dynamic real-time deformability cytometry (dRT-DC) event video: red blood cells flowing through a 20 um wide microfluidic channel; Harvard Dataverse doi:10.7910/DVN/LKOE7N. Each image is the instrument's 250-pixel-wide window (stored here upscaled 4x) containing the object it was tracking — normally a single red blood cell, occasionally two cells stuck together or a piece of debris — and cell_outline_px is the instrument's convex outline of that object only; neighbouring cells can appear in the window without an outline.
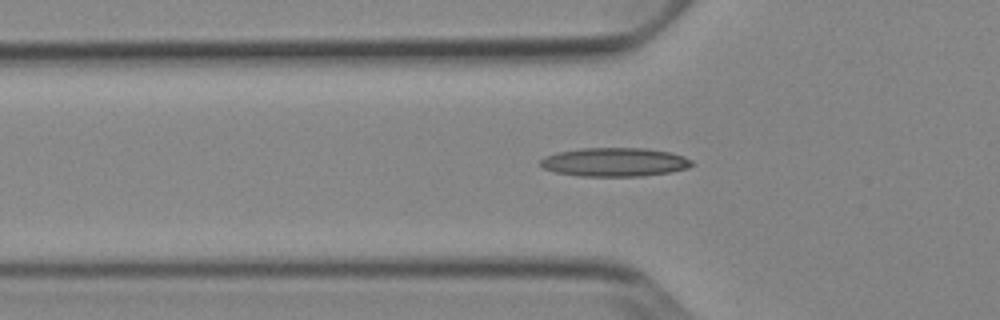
{"species": "Egyptian fruit bat (a non-hibernating species)", "species_latin": "Rousettus aegyptiacus", "temperature_condition": "cold", "stored_images_in_passage": 43, "camera_frame_rate_fps": 3000, "um_per_image_px": 0.085, "animal": {"sex": "female"}, "frame": {"image": 1, "passage_image": 14, "time_ms": 4.333, "image_size_px": [1000, 320], "cell_outline_px": [[696, 164], [688, 168], [668, 172], [640, 176], [580, 176], [552, 172], [544, 168], [540, 164], [540, 160], [544, 156], [556, 152], [580, 148], [644, 148], [672, 152], [684, 156], [692, 160]], "centroid_in_image_um": [52.24, 13.77], "position_along_channel_um": 73.6, "area_um2": 25.61}}
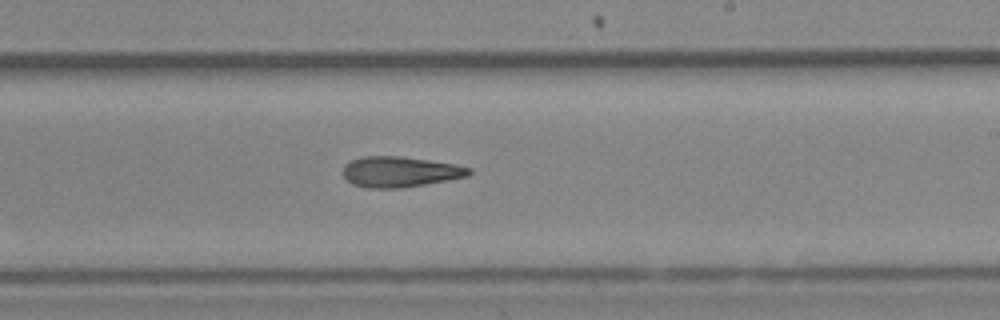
{"frame": {"image": 2, "passage_image": 28, "time_ms": 9.0, "image_size_px": [1000, 320], "cell_outline_px": [[472, 172], [468, 176], [448, 180], [400, 188], [368, 188], [352, 184], [344, 176], [344, 164], [352, 160], [364, 156], [400, 156], [428, 160], [452, 164], [472, 168]], "centroid_in_image_um": [33.99, 14.6], "position_along_channel_um": 255.0, "area_um2": 22.25}}
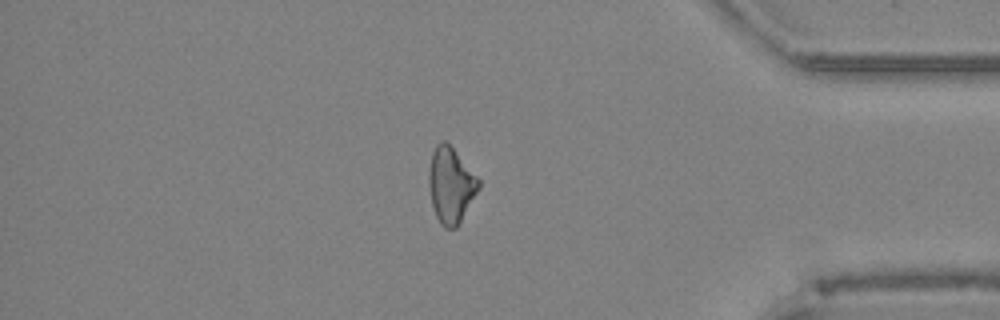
{"frame": {"image": 3, "passage_image": 41, "time_ms": 13.333, "image_size_px": [1000, 320], "cell_outline_px": [[480, 188], [456, 228], [444, 228], [440, 224], [436, 216], [432, 204], [428, 184], [428, 172], [432, 152], [436, 144], [440, 140], [444, 140], [452, 148], [480, 180]], "centroid_in_image_um": [38.3, 15.74], "position_along_channel_um": 396.9, "area_um2": 21.79}}